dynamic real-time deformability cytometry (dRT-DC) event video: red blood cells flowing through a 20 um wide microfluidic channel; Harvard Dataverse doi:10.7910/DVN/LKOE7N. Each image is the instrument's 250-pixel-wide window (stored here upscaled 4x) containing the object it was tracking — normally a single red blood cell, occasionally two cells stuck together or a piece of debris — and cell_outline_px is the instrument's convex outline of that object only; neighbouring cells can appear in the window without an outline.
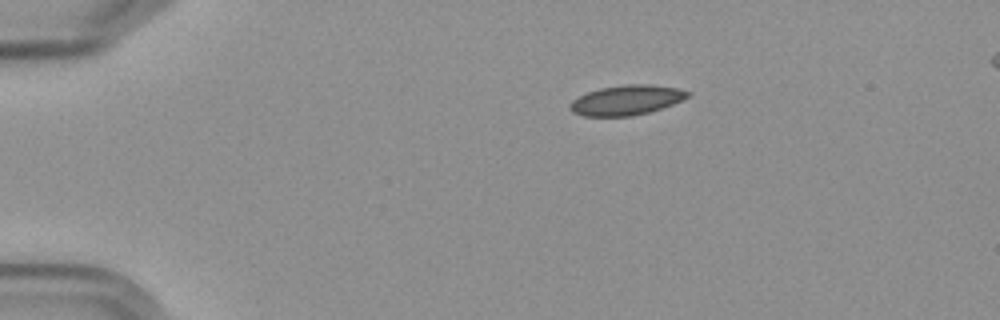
{"species": "Egyptian fruit bat (a non-hibernating species)", "species_latin": "Rousettus aegyptiacus", "temperature_condition": "cold", "stored_images_in_passage": 4, "camera_frame_rate_fps": 3000, "um_per_image_px": 0.085, "frame": {"image": 1, "passage_image": 1, "time_ms": 0.0, "image_size_px": [1000, 320], "cell_outline_px": [[692, 92], [688, 96], [672, 104], [648, 112], [632, 116], [584, 116], [572, 112], [568, 108], [568, 104], [572, 100], [588, 92], [600, 88], [624, 84], [652, 84], [680, 88]], "centroid_in_image_um": [53.23, 8.5], "position_along_channel_um": 31.8, "area_um2": 20.52}}
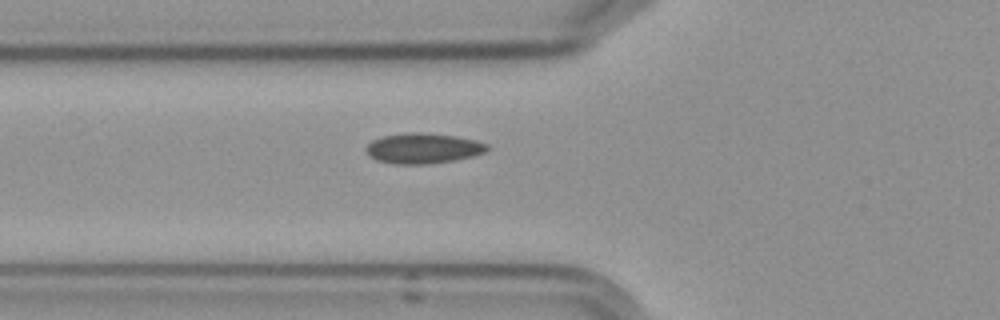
{"frame": {"image": 2, "passage_image": 4, "time_ms": 3.333, "image_size_px": [1000, 320], "cell_outline_px": [[488, 152], [472, 156], [452, 160], [428, 164], [396, 164], [376, 160], [368, 156], [364, 148], [372, 140], [380, 136], [404, 132], [420, 132], [456, 136], [476, 140], [488, 144]], "centroid_in_image_um": [35.93, 12.59], "position_along_channel_um": 89.9, "area_um2": 21.68}}